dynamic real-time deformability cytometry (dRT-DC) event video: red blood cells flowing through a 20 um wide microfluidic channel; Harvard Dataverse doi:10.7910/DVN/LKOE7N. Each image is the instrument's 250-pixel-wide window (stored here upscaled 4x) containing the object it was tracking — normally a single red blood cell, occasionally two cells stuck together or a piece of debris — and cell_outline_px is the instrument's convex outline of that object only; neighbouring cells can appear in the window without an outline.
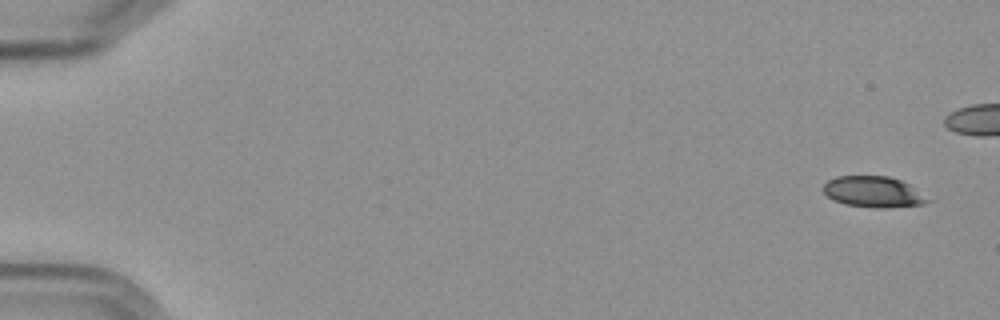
{"species": "Egyptian fruit bat (a non-hibernating species)", "species_latin": "Rousettus aegyptiacus", "temperature_condition": "cold", "stored_images_in_passage": 18, "segment_of_instrument_passage": [1, 2], "camera_frame_rate_fps": 3000, "um_per_image_px": 0.085, "frame": {"image": 1, "passage_image": 1, "time_ms": 0.0, "image_size_px": [1000, 320], "cell_outline_px": [[932, 200], [924, 204], [884, 208], [876, 208], [844, 204], [828, 196], [824, 192], [824, 184], [828, 180], [836, 176], [888, 176], [900, 180], [908, 184]], "centroid_in_image_um": [74.25, 16.31], "position_along_channel_um": 10.8, "area_um2": 18.67}}
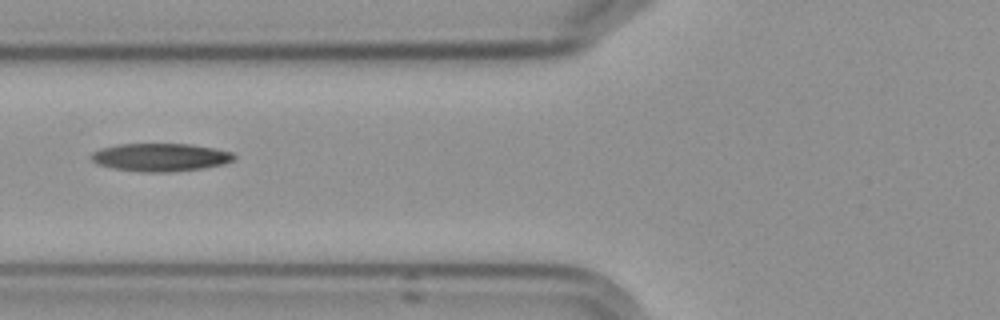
{"frame": {"image": 2, "passage_image": 8, "time_ms": 9.0, "image_size_px": [1000, 320], "cell_outline_px": [[236, 160], [224, 164], [204, 168], [164, 172], [148, 172], [116, 168], [100, 164], [92, 160], [92, 152], [100, 148], [116, 144], [192, 144], [216, 148], [232, 152], [236, 156]], "centroid_in_image_um": [13.71, 13.35], "position_along_channel_um": 112.1, "area_um2": 23.18}}
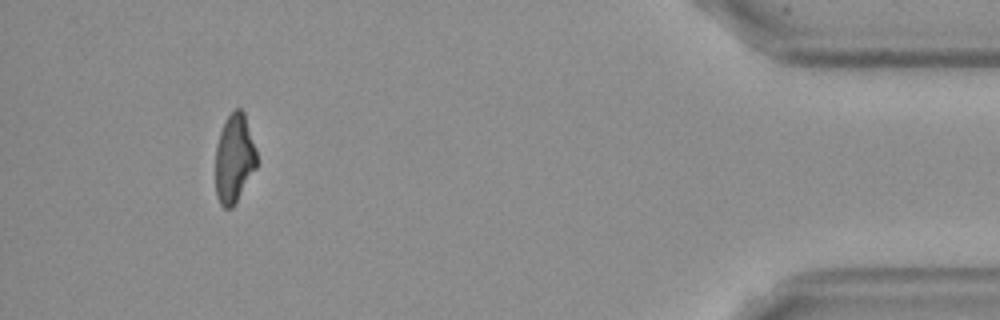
{"frame": {"image": 3, "passage_image": 16, "time_ms": 19.0, "image_size_px": [1000, 320], "cell_outline_px": [[256, 168], [232, 208], [224, 208], [220, 204], [216, 196], [216, 144], [220, 132], [228, 116], [236, 108], [240, 108], [244, 112], [256, 148]], "centroid_in_image_um": [19.91, 13.48], "position_along_channel_um": 415.3, "area_um2": 21.15}}